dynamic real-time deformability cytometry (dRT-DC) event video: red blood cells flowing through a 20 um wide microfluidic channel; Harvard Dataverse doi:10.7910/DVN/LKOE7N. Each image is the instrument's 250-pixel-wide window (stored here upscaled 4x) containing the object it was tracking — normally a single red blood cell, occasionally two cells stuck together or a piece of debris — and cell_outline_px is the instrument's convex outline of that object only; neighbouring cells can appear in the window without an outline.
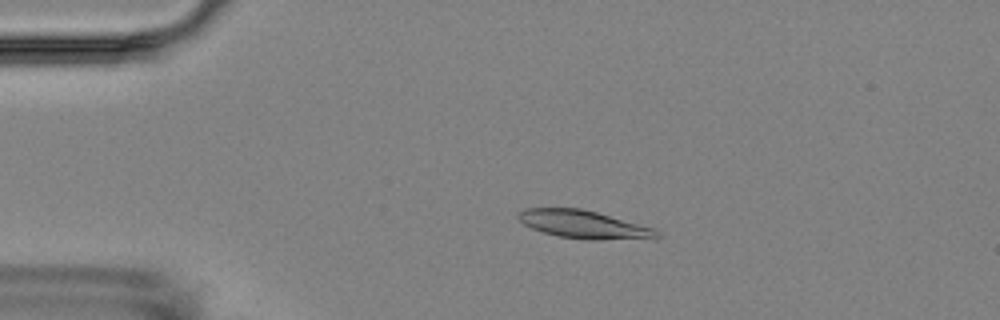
{"species": "Egyptian fruit bat (a non-hibernating species)", "species_latin": "Rousettus aegyptiacus", "temperature_condition": "room temperature", "stored_images_in_passage": 7, "camera_frame_rate_fps": 3000, "um_per_image_px": 0.085, "animal": {"sex": "female"}, "frame": {"image": 1, "passage_image": 4, "time_ms": 3.667, "image_size_px": [1000, 320], "cell_outline_px": [[660, 236], [656, 240], [584, 240], [560, 236], [544, 232], [532, 228], [524, 224], [516, 216], [516, 212], [524, 208], [580, 208], [596, 212], [652, 228], [660, 232]], "centroid_in_image_um": [49.67, 19.1], "position_along_channel_um": 35.3, "area_um2": 22.89}}
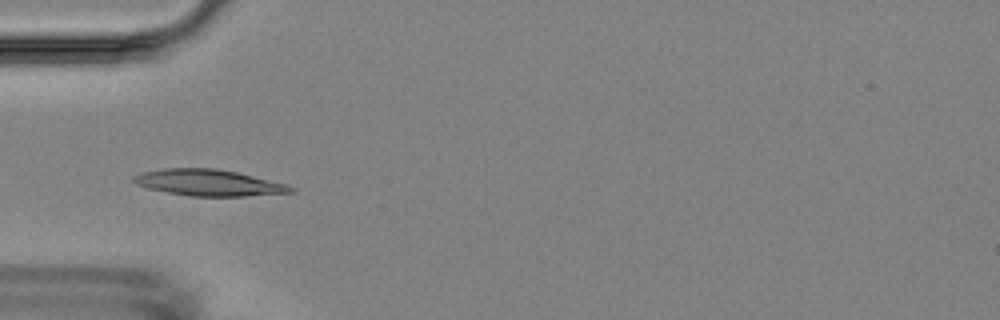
{"frame": {"image": 2, "passage_image": 6, "time_ms": 5.667, "image_size_px": [1000, 320], "cell_outline_px": [[296, 192], [244, 196], [192, 196], [168, 192], [148, 188], [136, 184], [132, 180], [132, 176], [144, 172], [164, 168], [212, 168], [236, 172], [288, 184], [296, 188]], "centroid_in_image_um": [17.77, 15.53], "position_along_channel_um": 67.2, "area_um2": 23.99}}